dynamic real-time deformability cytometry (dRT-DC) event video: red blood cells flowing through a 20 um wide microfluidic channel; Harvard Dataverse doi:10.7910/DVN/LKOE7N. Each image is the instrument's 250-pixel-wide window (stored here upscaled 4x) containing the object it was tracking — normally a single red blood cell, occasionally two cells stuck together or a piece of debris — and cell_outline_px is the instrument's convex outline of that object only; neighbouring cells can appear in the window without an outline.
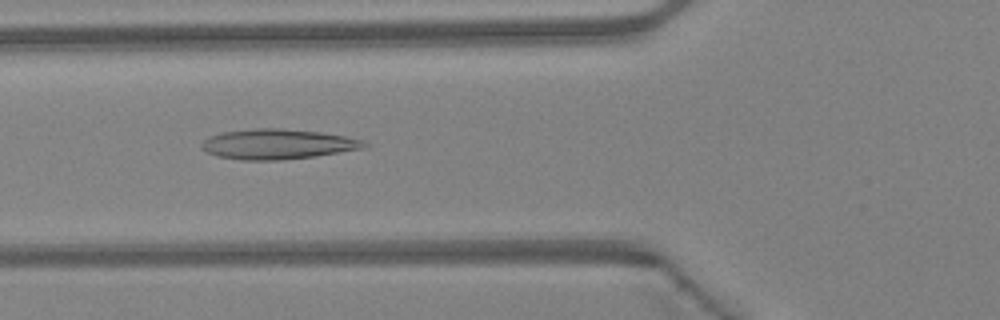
{"species": "Egyptian fruit bat (a non-hibernating species)", "species_latin": "Rousettus aegyptiacus", "temperature_condition": "warm", "stored_images_in_passage": 47, "camera_frame_rate_fps": 3000, "um_per_image_px": 0.085, "animal": {"sex": "female"}, "frame": {"image": 1, "passage_image": 18, "time_ms": 5.667, "image_size_px": [1000, 320], "cell_outline_px": [[368, 148], [316, 156], [280, 160], [240, 160], [216, 156], [200, 148], [200, 144], [208, 136], [220, 132], [252, 128], [280, 128], [320, 132], [344, 136], [364, 140], [368, 144]], "centroid_in_image_um": [23.59, 12.25], "position_along_channel_um": 102.2, "area_um2": 28.9}}
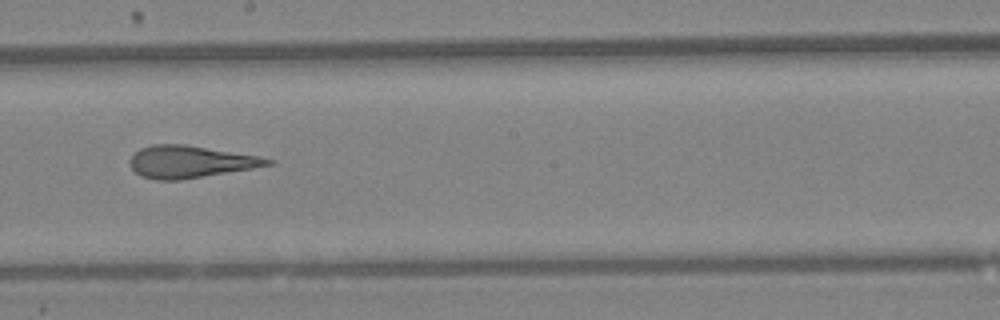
{"frame": {"image": 2, "passage_image": 27, "time_ms": 8.667, "image_size_px": [1000, 320], "cell_outline_px": [[276, 160], [272, 164], [252, 168], [180, 180], [156, 180], [140, 176], [128, 164], [128, 160], [140, 148], [152, 144], [184, 144], [256, 156]], "centroid_in_image_um": [16.1, 13.75], "position_along_channel_um": 232.1, "area_um2": 25.55}}
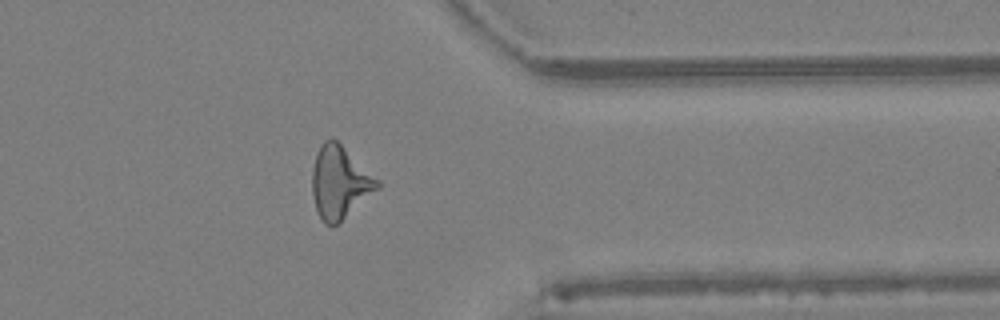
{"frame": {"image": 3, "passage_image": 38, "time_ms": 12.333, "image_size_px": [1000, 320], "cell_outline_px": [[380, 188], [336, 224], [324, 224], [320, 220], [316, 208], [312, 192], [312, 168], [316, 152], [320, 144], [324, 140], [332, 136], [380, 180]], "centroid_in_image_um": [28.86, 15.46], "position_along_channel_um": 382.5, "area_um2": 27.51}, "authors_computed_cell_mechanics": {"area_um2": 27.1082, "velocity_mm_per_s": 4.3529, "shape_relaxation_time_tau1_ms": null, "shape_relaxation_time_tau2_ms": 2.1151, "deformation_change_tau1": null, "deformation_change_tau2": 0.1433}}